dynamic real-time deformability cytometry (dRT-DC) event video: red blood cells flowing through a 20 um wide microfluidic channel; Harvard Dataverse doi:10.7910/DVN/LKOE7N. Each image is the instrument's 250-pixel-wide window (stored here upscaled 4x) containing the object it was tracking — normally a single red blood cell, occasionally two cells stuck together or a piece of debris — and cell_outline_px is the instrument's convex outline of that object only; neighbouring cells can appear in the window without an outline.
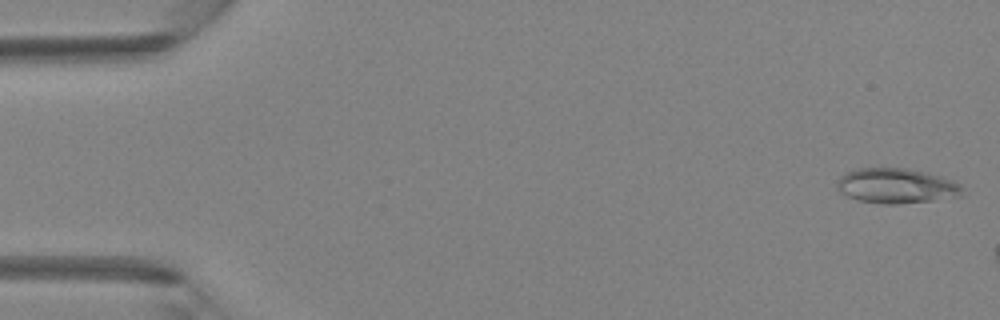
{"species": "Egyptian fruit bat (a non-hibernating species)", "species_latin": "Rousettus aegyptiacus", "temperature_condition": "room temperature", "stored_images_in_passage": 8, "camera_frame_rate_fps": 3000, "um_per_image_px": 0.085, "animal": {"sex": "female"}, "frame": {"image": 1, "passage_image": 1, "time_ms": 0.0, "image_size_px": [1000, 320], "cell_outline_px": [[964, 196], [932, 200], [896, 204], [880, 204], [856, 200], [840, 192], [836, 188], [836, 180], [840, 176], [856, 168], [904, 168], [924, 172], [940, 176], [952, 180], [960, 184], [964, 188]], "centroid_in_image_um": [76.19, 15.81], "position_along_channel_um": 8.8, "area_um2": 25.78}}